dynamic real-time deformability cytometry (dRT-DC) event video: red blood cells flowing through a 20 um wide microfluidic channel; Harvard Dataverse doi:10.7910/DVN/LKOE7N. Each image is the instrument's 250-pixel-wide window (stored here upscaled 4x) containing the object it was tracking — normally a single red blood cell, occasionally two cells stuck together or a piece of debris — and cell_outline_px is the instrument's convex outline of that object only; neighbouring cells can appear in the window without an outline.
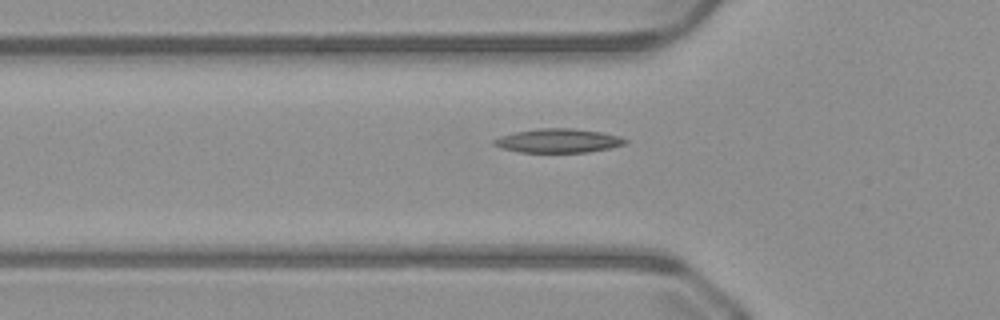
{"species": "common noctule bat (a hibernating species)", "species_latin": "Nyctalus noctula", "temperature_condition": "warm", "stored_images_in_passage": 42, "camera_frame_rate_fps": 3000, "um_per_image_px": 0.085, "animal": {"sex": "male", "body_mass_g": 23.1, "forearm_length_mm": 52.7}, "frame": {"image": 1, "passage_image": 17, "time_ms": 5.333, "image_size_px": [1000, 320], "cell_outline_px": [[628, 140], [624, 144], [608, 148], [588, 152], [520, 152], [500, 148], [492, 144], [492, 140], [500, 136], [516, 132], [536, 128], [572, 128], [600, 132], [620, 136]], "centroid_in_image_um": [47.4, 11.96], "position_along_channel_um": 78.4, "area_um2": 18.26}}
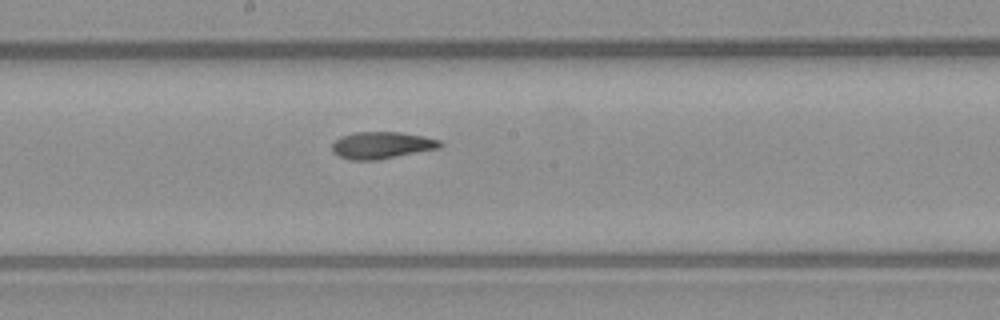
{"frame": {"image": 2, "passage_image": 27, "time_ms": 8.667, "image_size_px": [1000, 320], "cell_outline_px": [[444, 144], [440, 148], [380, 160], [352, 160], [340, 156], [332, 152], [332, 144], [340, 136], [356, 132], [400, 132], [424, 136], [440, 140]], "centroid_in_image_um": [32.48, 12.35], "position_along_channel_um": 215.7, "area_um2": 17.11}}
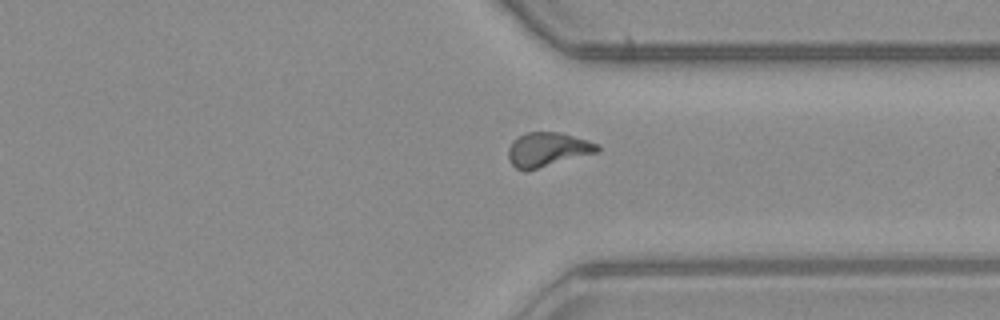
{"frame": {"image": 3, "passage_image": 38, "time_ms": 12.333, "image_size_px": [1000, 320], "cell_outline_px": [[600, 152], [528, 172], [524, 172], [516, 168], [508, 160], [508, 148], [512, 140], [524, 132], [560, 132], [588, 140], [600, 144]], "centroid_in_image_um": [46.55, 12.73], "position_along_channel_um": 364.8, "area_um2": 18.44}}